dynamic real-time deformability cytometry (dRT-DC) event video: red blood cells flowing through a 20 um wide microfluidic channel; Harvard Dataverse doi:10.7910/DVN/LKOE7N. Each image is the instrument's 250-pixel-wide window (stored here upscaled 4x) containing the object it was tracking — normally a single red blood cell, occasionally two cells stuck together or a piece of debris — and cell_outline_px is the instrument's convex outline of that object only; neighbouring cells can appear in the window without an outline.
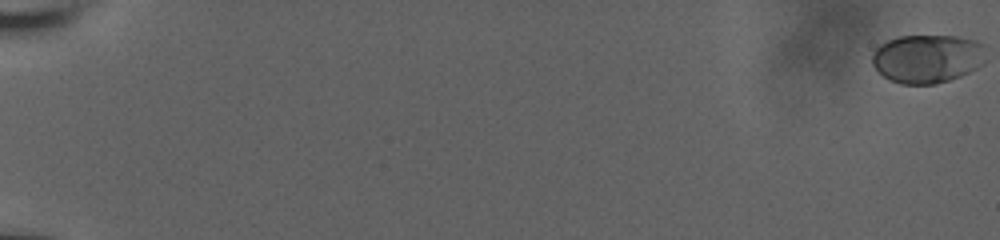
{"species": "human", "species_latin": "Homo sapiens", "temperature_condition": "room temperature", "stored_images_in_passage": 60, "camera_frame_rate_fps": 3000, "um_per_image_px": 0.085, "donor": {"sex": "male"}, "frame": {"image": 1, "passage_image": 1, "time_ms": 0.0, "image_size_px": [1000, 240], "cell_outline_px": [[984, 48], [976, 68], [960, 76], [936, 84], [900, 84], [884, 76], [872, 64], [872, 52], [880, 44], [888, 40], [900, 36], [956, 36], [976, 40], [984, 44]], "centroid_in_image_um": [78.76, 4.97], "position_along_channel_um": 6.2, "area_um2": 31.73}}
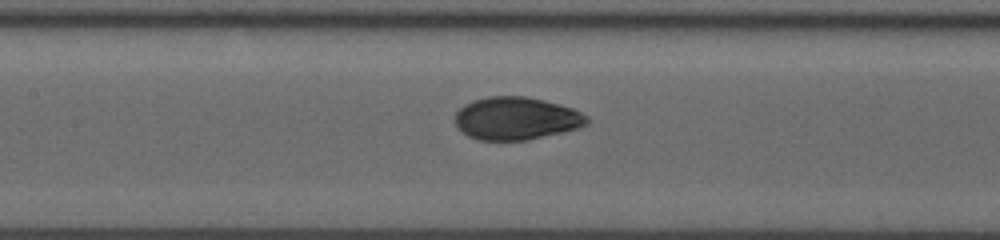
{"frame": {"image": 2, "passage_image": 32, "time_ms": 10.333, "image_size_px": [1000, 240], "cell_outline_px": [[588, 124], [576, 128], [528, 140], [480, 140], [468, 136], [460, 132], [456, 128], [456, 112], [464, 104], [472, 100], [488, 96], [524, 96], [544, 100], [572, 108], [588, 116]], "centroid_in_image_um": [43.83, 10.06], "position_along_channel_um": 163.6, "area_um2": 32.83}}
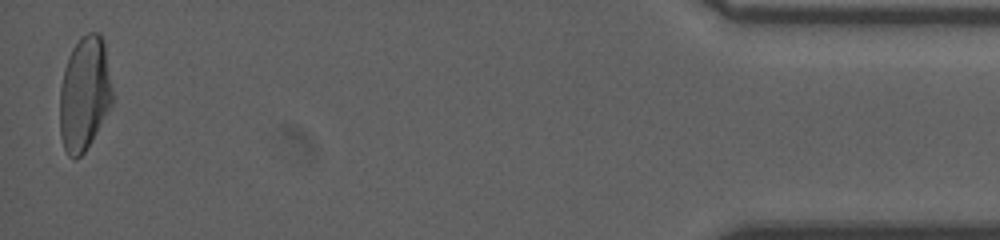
{"frame": {"image": 3, "passage_image": 59, "time_ms": 19.333, "image_size_px": [1000, 240], "cell_outline_px": [[112, 104], [92, 140], [84, 152], [80, 156], [68, 156], [64, 148], [60, 136], [60, 88], [68, 56], [72, 48], [88, 32], [100, 32], [104, 40], [112, 88]], "centroid_in_image_um": [7.18, 7.95], "position_along_channel_um": 428.0, "area_um2": 34.74}, "authors_computed_cell_mechanics": {"area_um2": 32.7437, "velocity_mm_per_s": 3.82, "shape_relaxation_time_tau1_ms": 4.3268, "shape_relaxation_time_tau2_ms": 0.7295, "deformation_change_tau1": 0.1883, "deformation_change_tau2": 0.0449}}